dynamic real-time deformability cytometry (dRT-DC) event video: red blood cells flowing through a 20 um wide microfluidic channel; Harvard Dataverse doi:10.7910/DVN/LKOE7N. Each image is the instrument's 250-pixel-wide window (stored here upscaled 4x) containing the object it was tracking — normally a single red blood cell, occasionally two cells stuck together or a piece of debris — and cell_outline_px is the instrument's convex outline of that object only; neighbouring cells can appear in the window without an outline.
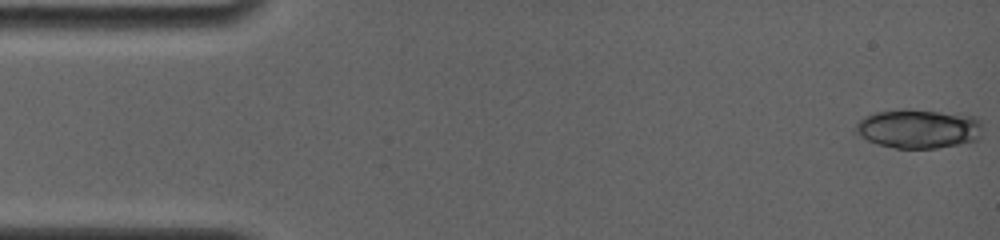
{"species": "common noctule bat (a hibernating species)", "species_latin": "Nyctalus noctula", "temperature_condition": "room temperature", "stored_images_in_passage": 5, "camera_frame_rate_fps": 4000, "um_per_image_px": 0.085, "animal": {"sex": "female", "body_mass_g": 19.0, "forearm_length_mm": 56.7}, "frame": {"image": 1, "passage_image": 1, "time_ms": 0.0, "image_size_px": [1000, 240], "cell_outline_px": [[980, 136], [976, 140], [936, 148], [896, 148], [876, 144], [860, 136], [856, 132], [856, 124], [864, 116], [876, 112], [904, 108], [908, 108], [976, 116], [980, 120]], "centroid_in_image_um": [78.05, 10.92], "position_along_channel_um": 7.0, "area_um2": 28.9}}
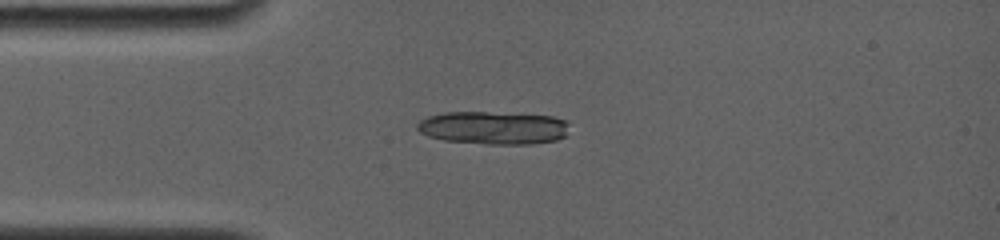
{"frame": {"image": 2, "passage_image": 5, "time_ms": 3.75, "image_size_px": [1000, 240], "cell_outline_px": [[568, 124], [564, 136], [556, 140], [532, 144], [488, 144], [444, 140], [428, 136], [420, 132], [416, 128], [416, 124], [420, 120], [428, 116], [444, 112], [488, 112], [552, 116], [568, 120]], "centroid_in_image_um": [41.91, 10.86], "position_along_channel_um": 43.1, "area_um2": 29.25}}